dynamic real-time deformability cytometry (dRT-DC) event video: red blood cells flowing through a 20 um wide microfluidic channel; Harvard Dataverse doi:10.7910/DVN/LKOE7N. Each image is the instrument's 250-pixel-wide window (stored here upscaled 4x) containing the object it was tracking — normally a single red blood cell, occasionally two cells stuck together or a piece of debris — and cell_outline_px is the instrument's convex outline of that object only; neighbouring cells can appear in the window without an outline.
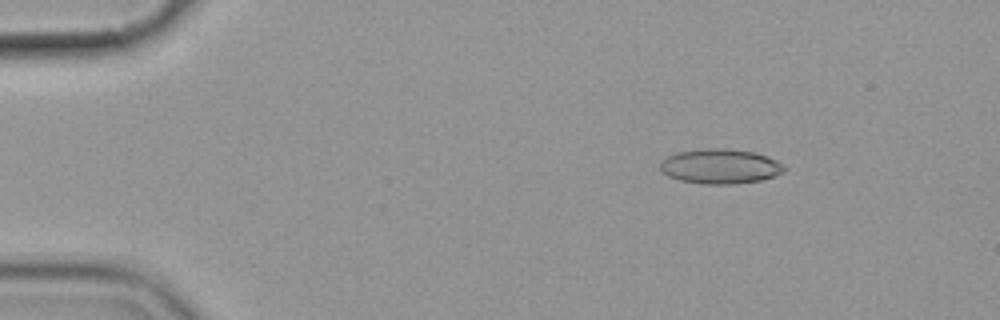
{"species": "common noctule bat (a hibernating species)", "species_latin": "Nyctalus noctula", "temperature_condition": "cold", "stored_images_in_passage": 4, "camera_frame_rate_fps": 3000, "um_per_image_px": 0.085, "animal": {"sex": "female", "body_mass_g": 19.9}, "frame": {"image": 1, "passage_image": 2, "time_ms": 1.333, "image_size_px": [1000, 320], "cell_outline_px": [[788, 168], [784, 172], [760, 180], [732, 184], [700, 184], [680, 180], [668, 176], [660, 168], [660, 160], [676, 152], [704, 148], [724, 148], [752, 152], [776, 160]], "centroid_in_image_um": [61.19, 14.14], "position_along_channel_um": 23.8, "area_um2": 25.09}}
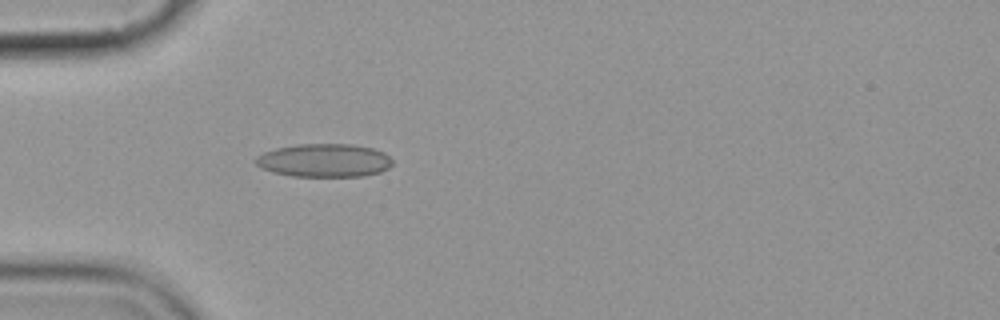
{"frame": {"image": 2, "passage_image": 4, "time_ms": 4.333, "image_size_px": [1000, 320], "cell_outline_px": [[392, 164], [388, 168], [380, 172], [364, 176], [292, 176], [272, 172], [260, 168], [256, 164], [256, 156], [264, 152], [276, 148], [296, 144], [352, 144], [372, 148], [384, 152], [392, 160]], "centroid_in_image_um": [27.55, 13.63], "position_along_channel_um": 57.4, "area_um2": 26.59}}